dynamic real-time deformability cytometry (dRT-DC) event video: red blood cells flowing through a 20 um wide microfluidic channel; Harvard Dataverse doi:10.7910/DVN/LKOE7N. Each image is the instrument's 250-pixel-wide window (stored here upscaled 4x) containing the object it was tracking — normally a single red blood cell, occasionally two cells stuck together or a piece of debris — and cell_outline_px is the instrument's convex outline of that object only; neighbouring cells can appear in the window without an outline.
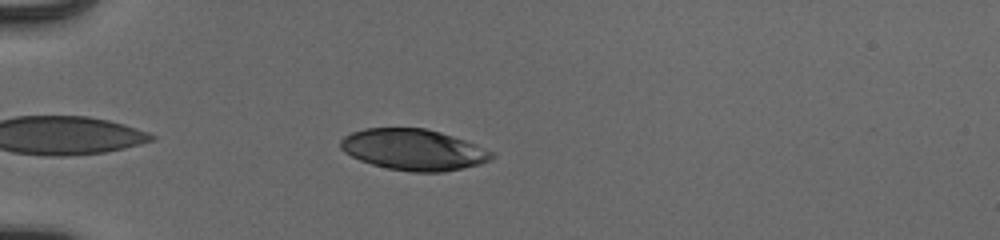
{"species": "human", "species_latin": "Homo sapiens", "temperature_condition": "cold", "stored_images_in_passage": 38, "camera_frame_rate_fps": 3000, "um_per_image_px": 0.085, "donor": {"sex": "male"}, "frame": {"image": 1, "passage_image": 4, "time_ms": 1.0, "image_size_px": [1000, 240], "cell_outline_px": [[496, 156], [492, 160], [480, 164], [444, 172], [412, 172], [388, 168], [372, 164], [360, 160], [344, 152], [340, 148], [340, 140], [344, 136], [352, 132], [364, 128], [424, 128], [440, 132], [476, 144], [496, 152]], "centroid_in_image_um": [35.18, 12.72], "position_along_channel_um": 49.8, "area_um2": 36.36}}
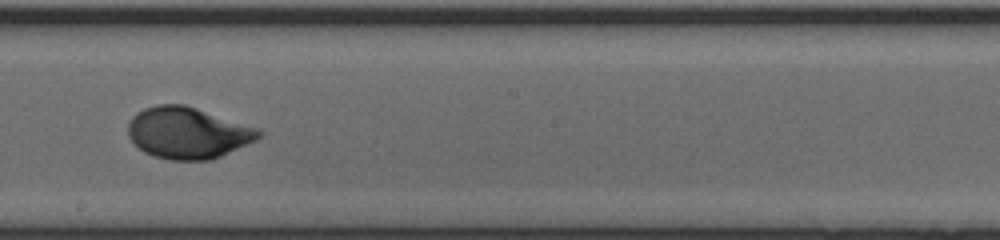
{"frame": {"image": 2, "passage_image": 20, "time_ms": 6.333, "image_size_px": [1000, 240], "cell_outline_px": [[264, 132], [256, 140], [212, 160], [168, 160], [152, 156], [144, 152], [128, 136], [128, 124], [132, 116], [136, 112], [144, 108], [156, 104], [184, 104], [260, 128]], "centroid_in_image_um": [15.97, 11.29], "position_along_channel_um": 232.2, "area_um2": 39.42}}
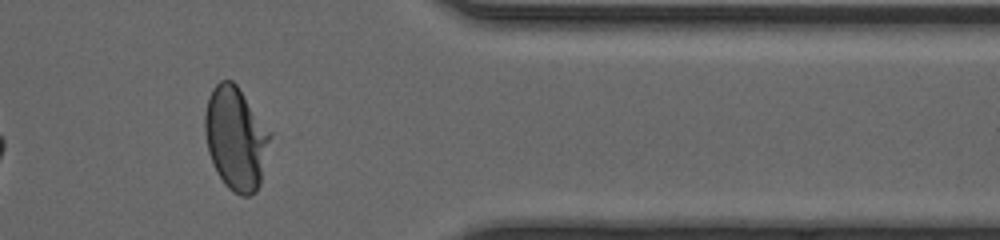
{"frame": {"image": 3, "passage_image": 33, "time_ms": 10.667, "image_size_px": [1000, 240], "cell_outline_px": [[272, 136], [260, 184], [256, 192], [248, 196], [240, 196], [232, 192], [224, 184], [216, 172], [208, 152], [204, 132], [204, 112], [212, 88], [220, 80], [232, 80], [236, 84], [272, 132]], "centroid_in_image_um": [20.05, 11.77], "position_along_channel_um": 391.4, "area_um2": 39.65}, "authors_computed_cell_mechanics": {"area_um2": 38.2636, "velocity_mm_per_s": 3.9356, "shape_relaxation_time_tau1_ms": 3.6169, "shape_relaxation_time_tau2_ms": null, "deformation_change_tau1": 0.1895, "deformation_change_tau2": null}}